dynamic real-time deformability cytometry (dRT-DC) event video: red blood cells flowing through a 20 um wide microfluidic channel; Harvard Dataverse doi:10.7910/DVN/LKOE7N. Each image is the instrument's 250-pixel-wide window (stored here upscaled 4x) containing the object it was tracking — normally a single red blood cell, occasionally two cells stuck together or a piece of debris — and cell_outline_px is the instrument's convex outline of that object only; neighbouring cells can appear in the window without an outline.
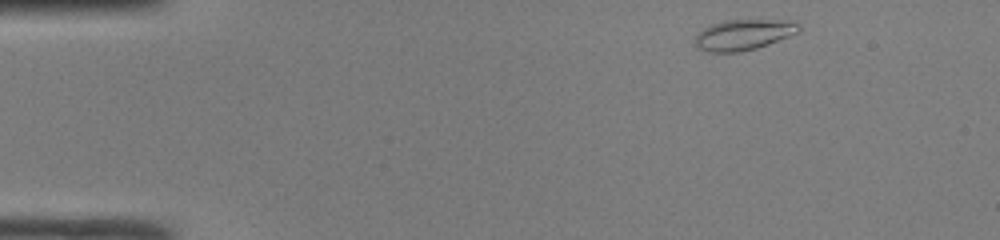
{"species": "common noctule bat (a hibernating species)", "species_latin": "Nyctalus noctula", "temperature_condition": "room temperature", "stored_images_in_passage": 43, "camera_frame_rate_fps": 3000, "um_per_image_px": 0.085, "animal": {"sex": "male", "body_mass_g": 19.0, "forearm_length_mm": 50.8}, "frame": {"image": 1, "passage_image": 1, "time_ms": 0.0, "image_size_px": [1000, 240], "cell_outline_px": [[800, 32], [768, 44], [756, 48], [740, 52], [708, 52], [696, 48], [696, 32], [712, 24], [728, 20], [796, 20], [800, 24]], "centroid_in_image_um": [63.23, 2.94], "position_along_channel_um": 21.8, "area_um2": 18.67}}
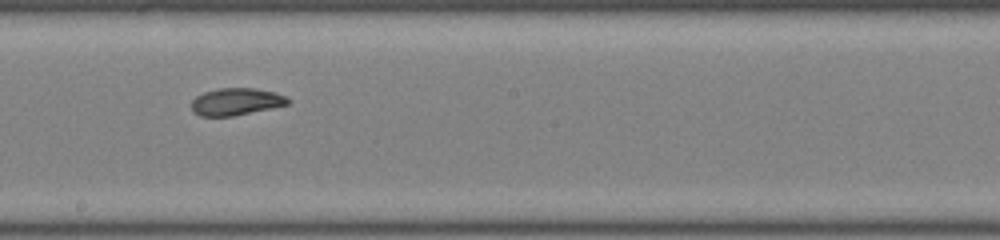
{"frame": {"image": 2, "passage_image": 22, "time_ms": 7.0, "image_size_px": [1000, 240], "cell_outline_px": [[292, 100], [288, 104], [272, 108], [232, 116], [200, 116], [192, 112], [192, 100], [196, 96], [204, 92], [220, 88], [256, 88], [276, 92]], "centroid_in_image_um": [20.07, 8.64], "position_along_channel_um": 228.1, "area_um2": 15.32}}
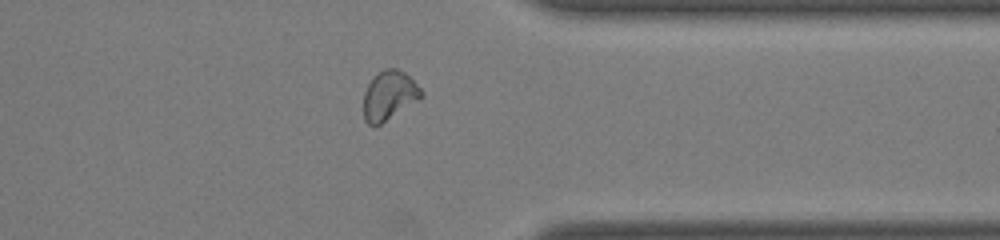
{"frame": {"image": 3, "passage_image": 33, "time_ms": 10.667, "image_size_px": [1000, 240], "cell_outline_px": [[424, 96], [420, 100], [380, 124], [372, 128], [364, 120], [364, 92], [368, 84], [384, 68], [396, 68], [404, 72], [424, 92]], "centroid_in_image_um": [33.09, 8.15], "position_along_channel_um": 378.3, "area_um2": 16.53}, "authors_computed_cell_mechanics": {"area_um2": 16.5308, "velocity_mm_per_s": 4.2218, "shape_relaxation_time_tau1_ms": 8.0164, "shape_relaxation_time_tau2_ms": 2.006, "deformation_change_tau1": 0.1969, "deformation_change_tau2": 0.071}}